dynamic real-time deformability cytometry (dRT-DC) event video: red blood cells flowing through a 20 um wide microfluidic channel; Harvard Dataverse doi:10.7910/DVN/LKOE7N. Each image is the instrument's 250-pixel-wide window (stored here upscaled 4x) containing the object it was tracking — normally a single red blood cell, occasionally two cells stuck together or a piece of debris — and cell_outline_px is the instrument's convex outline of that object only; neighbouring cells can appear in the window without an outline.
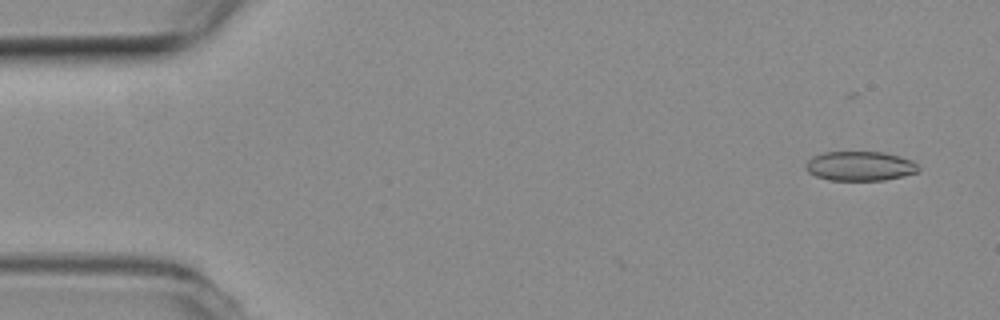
{"species": "common noctule bat (a hibernating species)", "species_latin": "Nyctalus noctula", "temperature_condition": "room temperature", "stored_images_in_passage": 2, "camera_frame_rate_fps": 3000, "um_per_image_px": 0.085, "animal": {"sex": "female", "body_mass_g": 19.3, "forearm_length_mm": 54.1}, "frame": {"image": 1, "passage_image": 2, "time_ms": 0.333, "image_size_px": [1000, 320], "cell_outline_px": [[920, 168], [916, 172], [904, 176], [884, 180], [828, 180], [816, 176], [808, 172], [804, 168], [804, 164], [812, 156], [824, 152], [884, 152], [900, 156], [912, 160]], "centroid_in_image_um": [73.07, 14.11], "position_along_channel_um": 11.9, "area_um2": 19.48}}